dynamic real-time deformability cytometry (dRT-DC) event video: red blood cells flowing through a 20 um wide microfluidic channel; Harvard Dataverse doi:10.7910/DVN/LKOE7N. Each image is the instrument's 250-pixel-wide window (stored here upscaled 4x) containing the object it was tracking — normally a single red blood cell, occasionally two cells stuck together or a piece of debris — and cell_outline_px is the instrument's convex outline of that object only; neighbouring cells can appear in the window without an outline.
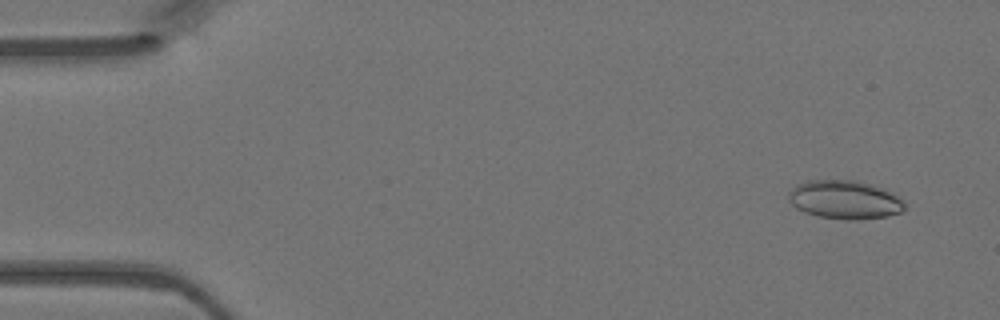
{"species": "Egyptian fruit bat (a non-hibernating species)", "species_latin": "Rousettus aegyptiacus", "temperature_condition": "warm", "stored_images_in_passage": 47, "camera_frame_rate_fps": 3000, "um_per_image_px": 0.085, "animal": {"sex": "female"}, "frame": {"image": 1, "passage_image": 3, "time_ms": 0.667, "image_size_px": [1000, 320], "cell_outline_px": [[904, 208], [900, 212], [888, 216], [860, 220], [848, 220], [816, 216], [804, 212], [796, 208], [788, 200], [788, 192], [796, 184], [808, 180], [856, 180], [884, 188], [892, 192], [904, 200]], "centroid_in_image_um": [71.79, 16.97], "position_along_channel_um": 13.2, "area_um2": 26.41}}
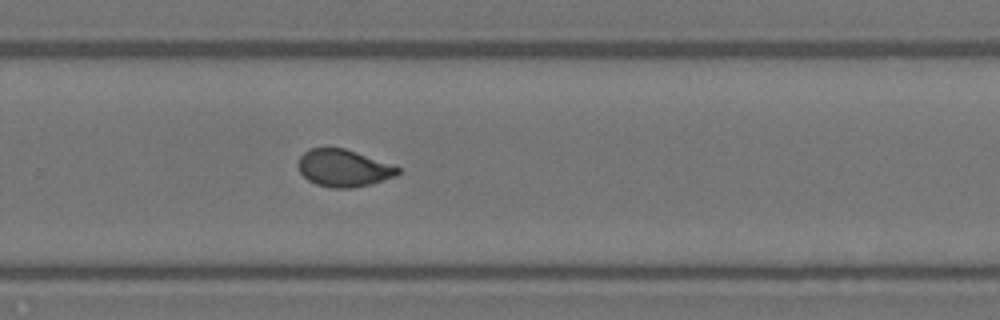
{"frame": {"image": 2, "passage_image": 31, "time_ms": 10.0, "image_size_px": [1000, 320], "cell_outline_px": [[400, 172], [396, 176], [368, 184], [352, 188], [332, 188], [316, 184], [308, 180], [300, 172], [296, 164], [300, 156], [308, 148], [344, 148], [396, 164], [400, 168]], "centroid_in_image_um": [29.21, 14.27], "position_along_channel_um": 300.6, "area_um2": 21.85}}
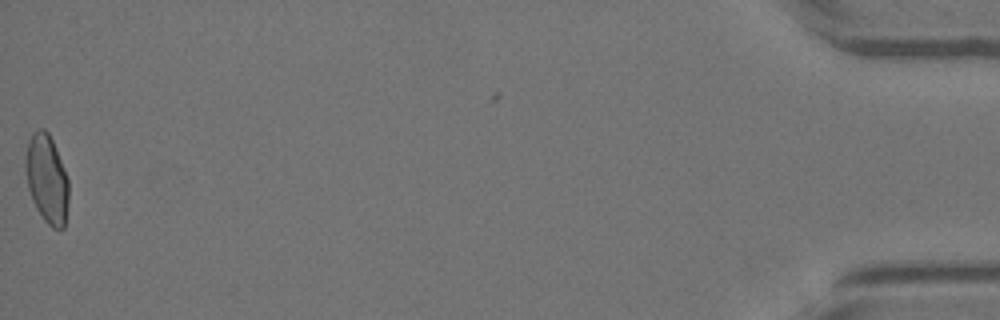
{"frame": {"image": 3, "passage_image": 47, "time_ms": 15.333, "image_size_px": [1000, 320], "cell_outline_px": [[68, 204], [64, 228], [52, 228], [44, 220], [36, 208], [32, 200], [28, 188], [24, 164], [28, 140], [32, 132], [36, 128], [44, 128], [48, 132], [52, 140], [64, 168], [68, 180]], "centroid_in_image_um": [3.96, 15.19], "position_along_channel_um": 431.2, "area_um2": 22.37}}